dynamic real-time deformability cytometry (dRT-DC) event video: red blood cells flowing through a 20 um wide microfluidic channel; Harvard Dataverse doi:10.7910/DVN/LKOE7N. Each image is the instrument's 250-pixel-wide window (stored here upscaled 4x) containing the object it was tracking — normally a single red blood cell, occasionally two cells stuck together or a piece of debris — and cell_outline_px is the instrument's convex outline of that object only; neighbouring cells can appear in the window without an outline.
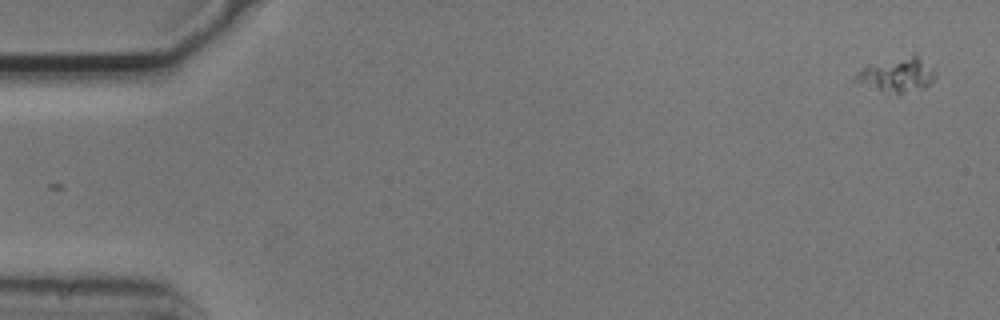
{"species": "common noctule bat (a hibernating species)", "species_latin": "Nyctalus noctula", "temperature_condition": "cold", "stored_images_in_passage": 4, "segment_of_instrument_passage": [2, 2], "camera_frame_rate_fps": 3000, "um_per_image_px": 0.085, "animal": {"sex": "male", "body_mass_g": 20.5, "forearm_length_mm": 52.5}, "frame": {"image": 1, "passage_image": 4, "time_ms": 1.0, "image_size_px": [1000, 320], "cell_outline_px": [[936, 76], [924, 88], [900, 96], [896, 96], [856, 84], [852, 80], [852, 76], [860, 68], [868, 64], [912, 52], [916, 52], [936, 72]], "centroid_in_image_um": [76.18, 6.36], "position_along_channel_um": 8.8, "area_um2": 17.34}}